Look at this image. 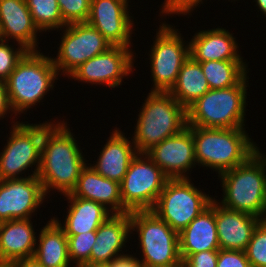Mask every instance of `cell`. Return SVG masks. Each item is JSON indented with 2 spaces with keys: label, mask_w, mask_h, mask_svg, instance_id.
<instances>
[{
  "label": "cell",
  "mask_w": 266,
  "mask_h": 267,
  "mask_svg": "<svg viewBox=\"0 0 266 267\" xmlns=\"http://www.w3.org/2000/svg\"><path fill=\"white\" fill-rule=\"evenodd\" d=\"M245 252L251 267H266V220L255 227Z\"/></svg>",
  "instance_id": "obj_31"
},
{
  "label": "cell",
  "mask_w": 266,
  "mask_h": 267,
  "mask_svg": "<svg viewBox=\"0 0 266 267\" xmlns=\"http://www.w3.org/2000/svg\"><path fill=\"white\" fill-rule=\"evenodd\" d=\"M71 194L100 203L113 214H123L120 183L100 175L89 163L82 169Z\"/></svg>",
  "instance_id": "obj_24"
},
{
  "label": "cell",
  "mask_w": 266,
  "mask_h": 267,
  "mask_svg": "<svg viewBox=\"0 0 266 267\" xmlns=\"http://www.w3.org/2000/svg\"><path fill=\"white\" fill-rule=\"evenodd\" d=\"M131 233L138 234L137 248L143 267H178L182 265L179 236L152 210L130 212ZM136 233H134V232ZM142 258V259H141Z\"/></svg>",
  "instance_id": "obj_7"
},
{
  "label": "cell",
  "mask_w": 266,
  "mask_h": 267,
  "mask_svg": "<svg viewBox=\"0 0 266 267\" xmlns=\"http://www.w3.org/2000/svg\"><path fill=\"white\" fill-rule=\"evenodd\" d=\"M129 2L130 0H91L86 23L96 28L110 45L132 48L131 36L135 33V22L129 10L132 7Z\"/></svg>",
  "instance_id": "obj_14"
},
{
  "label": "cell",
  "mask_w": 266,
  "mask_h": 267,
  "mask_svg": "<svg viewBox=\"0 0 266 267\" xmlns=\"http://www.w3.org/2000/svg\"><path fill=\"white\" fill-rule=\"evenodd\" d=\"M191 132L198 169L206 167L218 175L245 163L260 149L246 128L191 126Z\"/></svg>",
  "instance_id": "obj_2"
},
{
  "label": "cell",
  "mask_w": 266,
  "mask_h": 267,
  "mask_svg": "<svg viewBox=\"0 0 266 267\" xmlns=\"http://www.w3.org/2000/svg\"><path fill=\"white\" fill-rule=\"evenodd\" d=\"M57 119V120H56ZM44 122L40 167L37 177L42 183L46 197L50 191L61 196L70 194L76 187L82 169L88 164L66 119ZM75 137V138H74ZM49 195V196H48Z\"/></svg>",
  "instance_id": "obj_1"
},
{
  "label": "cell",
  "mask_w": 266,
  "mask_h": 267,
  "mask_svg": "<svg viewBox=\"0 0 266 267\" xmlns=\"http://www.w3.org/2000/svg\"><path fill=\"white\" fill-rule=\"evenodd\" d=\"M31 220L16 219L0 223V263L8 264L34 256L37 232Z\"/></svg>",
  "instance_id": "obj_25"
},
{
  "label": "cell",
  "mask_w": 266,
  "mask_h": 267,
  "mask_svg": "<svg viewBox=\"0 0 266 267\" xmlns=\"http://www.w3.org/2000/svg\"><path fill=\"white\" fill-rule=\"evenodd\" d=\"M216 267H251L245 251L219 249Z\"/></svg>",
  "instance_id": "obj_35"
},
{
  "label": "cell",
  "mask_w": 266,
  "mask_h": 267,
  "mask_svg": "<svg viewBox=\"0 0 266 267\" xmlns=\"http://www.w3.org/2000/svg\"><path fill=\"white\" fill-rule=\"evenodd\" d=\"M87 267H108L107 265H93V264H90V265H86Z\"/></svg>",
  "instance_id": "obj_41"
},
{
  "label": "cell",
  "mask_w": 266,
  "mask_h": 267,
  "mask_svg": "<svg viewBox=\"0 0 266 267\" xmlns=\"http://www.w3.org/2000/svg\"><path fill=\"white\" fill-rule=\"evenodd\" d=\"M160 23L147 54L149 58H144L150 61V92H170L183 63L190 57L189 42L183 39L182 31L166 21Z\"/></svg>",
  "instance_id": "obj_9"
},
{
  "label": "cell",
  "mask_w": 266,
  "mask_h": 267,
  "mask_svg": "<svg viewBox=\"0 0 266 267\" xmlns=\"http://www.w3.org/2000/svg\"><path fill=\"white\" fill-rule=\"evenodd\" d=\"M194 140L191 126L154 145L146 154L170 178H191L196 168ZM189 174V175H188Z\"/></svg>",
  "instance_id": "obj_16"
},
{
  "label": "cell",
  "mask_w": 266,
  "mask_h": 267,
  "mask_svg": "<svg viewBox=\"0 0 266 267\" xmlns=\"http://www.w3.org/2000/svg\"><path fill=\"white\" fill-rule=\"evenodd\" d=\"M192 178L169 179L152 211L178 234L206 209L214 197L194 186Z\"/></svg>",
  "instance_id": "obj_10"
},
{
  "label": "cell",
  "mask_w": 266,
  "mask_h": 267,
  "mask_svg": "<svg viewBox=\"0 0 266 267\" xmlns=\"http://www.w3.org/2000/svg\"><path fill=\"white\" fill-rule=\"evenodd\" d=\"M36 239L35 260L43 267H72L68 238L64 230L50 217L40 228Z\"/></svg>",
  "instance_id": "obj_26"
},
{
  "label": "cell",
  "mask_w": 266,
  "mask_h": 267,
  "mask_svg": "<svg viewBox=\"0 0 266 267\" xmlns=\"http://www.w3.org/2000/svg\"><path fill=\"white\" fill-rule=\"evenodd\" d=\"M246 61L201 62L203 74L210 89H223L237 85L249 72Z\"/></svg>",
  "instance_id": "obj_28"
},
{
  "label": "cell",
  "mask_w": 266,
  "mask_h": 267,
  "mask_svg": "<svg viewBox=\"0 0 266 267\" xmlns=\"http://www.w3.org/2000/svg\"><path fill=\"white\" fill-rule=\"evenodd\" d=\"M135 254V255H134ZM134 254H123L115 259L111 260L107 266L108 267H143V264L139 260V257H137L136 253ZM134 255V256H133Z\"/></svg>",
  "instance_id": "obj_38"
},
{
  "label": "cell",
  "mask_w": 266,
  "mask_h": 267,
  "mask_svg": "<svg viewBox=\"0 0 266 267\" xmlns=\"http://www.w3.org/2000/svg\"><path fill=\"white\" fill-rule=\"evenodd\" d=\"M228 1L231 2V3L234 1L233 3L236 4L235 1L237 2V1H239V0H231V1L228 0Z\"/></svg>",
  "instance_id": "obj_44"
},
{
  "label": "cell",
  "mask_w": 266,
  "mask_h": 267,
  "mask_svg": "<svg viewBox=\"0 0 266 267\" xmlns=\"http://www.w3.org/2000/svg\"><path fill=\"white\" fill-rule=\"evenodd\" d=\"M39 34L42 33L33 21L26 0H0V39L11 40L28 51H41Z\"/></svg>",
  "instance_id": "obj_17"
},
{
  "label": "cell",
  "mask_w": 266,
  "mask_h": 267,
  "mask_svg": "<svg viewBox=\"0 0 266 267\" xmlns=\"http://www.w3.org/2000/svg\"><path fill=\"white\" fill-rule=\"evenodd\" d=\"M68 238L69 258L73 265H90V254L96 240V231L66 235Z\"/></svg>",
  "instance_id": "obj_30"
},
{
  "label": "cell",
  "mask_w": 266,
  "mask_h": 267,
  "mask_svg": "<svg viewBox=\"0 0 266 267\" xmlns=\"http://www.w3.org/2000/svg\"><path fill=\"white\" fill-rule=\"evenodd\" d=\"M255 2V6H257L258 12L260 11V14L262 16L264 15L266 17V0H253V3Z\"/></svg>",
  "instance_id": "obj_40"
},
{
  "label": "cell",
  "mask_w": 266,
  "mask_h": 267,
  "mask_svg": "<svg viewBox=\"0 0 266 267\" xmlns=\"http://www.w3.org/2000/svg\"><path fill=\"white\" fill-rule=\"evenodd\" d=\"M68 206L64 221L53 217L56 223L64 230L66 235L96 231L113 213L104 205L95 201L74 197L71 193L64 195Z\"/></svg>",
  "instance_id": "obj_23"
},
{
  "label": "cell",
  "mask_w": 266,
  "mask_h": 267,
  "mask_svg": "<svg viewBox=\"0 0 266 267\" xmlns=\"http://www.w3.org/2000/svg\"><path fill=\"white\" fill-rule=\"evenodd\" d=\"M205 0H164L162 5L160 6L161 8L159 10V17L162 18L165 16L164 19H166L167 16H185L192 15L194 10L196 8L200 7L201 4L204 3ZM163 15V16H162Z\"/></svg>",
  "instance_id": "obj_34"
},
{
  "label": "cell",
  "mask_w": 266,
  "mask_h": 267,
  "mask_svg": "<svg viewBox=\"0 0 266 267\" xmlns=\"http://www.w3.org/2000/svg\"><path fill=\"white\" fill-rule=\"evenodd\" d=\"M7 267H43L39 264L34 257L18 259L6 264Z\"/></svg>",
  "instance_id": "obj_39"
},
{
  "label": "cell",
  "mask_w": 266,
  "mask_h": 267,
  "mask_svg": "<svg viewBox=\"0 0 266 267\" xmlns=\"http://www.w3.org/2000/svg\"><path fill=\"white\" fill-rule=\"evenodd\" d=\"M9 114H11L10 118L12 119V120H10L11 121V123H10L11 125L19 122V121H17V119L20 116H18V117H14L13 116L14 111L11 108V105H10L6 83L4 81H0V120L4 119L7 116L9 117Z\"/></svg>",
  "instance_id": "obj_37"
},
{
  "label": "cell",
  "mask_w": 266,
  "mask_h": 267,
  "mask_svg": "<svg viewBox=\"0 0 266 267\" xmlns=\"http://www.w3.org/2000/svg\"><path fill=\"white\" fill-rule=\"evenodd\" d=\"M218 250L202 251L187 256L182 264L185 267H216Z\"/></svg>",
  "instance_id": "obj_36"
},
{
  "label": "cell",
  "mask_w": 266,
  "mask_h": 267,
  "mask_svg": "<svg viewBox=\"0 0 266 267\" xmlns=\"http://www.w3.org/2000/svg\"><path fill=\"white\" fill-rule=\"evenodd\" d=\"M37 176L0 181V223L16 219H32L47 202ZM36 213V214H35Z\"/></svg>",
  "instance_id": "obj_15"
},
{
  "label": "cell",
  "mask_w": 266,
  "mask_h": 267,
  "mask_svg": "<svg viewBox=\"0 0 266 267\" xmlns=\"http://www.w3.org/2000/svg\"><path fill=\"white\" fill-rule=\"evenodd\" d=\"M73 267H87L86 265H73Z\"/></svg>",
  "instance_id": "obj_42"
},
{
  "label": "cell",
  "mask_w": 266,
  "mask_h": 267,
  "mask_svg": "<svg viewBox=\"0 0 266 267\" xmlns=\"http://www.w3.org/2000/svg\"><path fill=\"white\" fill-rule=\"evenodd\" d=\"M116 127L106 139L97 161L89 163L100 175L110 180L122 182L133 158L138 154L133 140ZM95 162V163H94Z\"/></svg>",
  "instance_id": "obj_20"
},
{
  "label": "cell",
  "mask_w": 266,
  "mask_h": 267,
  "mask_svg": "<svg viewBox=\"0 0 266 267\" xmlns=\"http://www.w3.org/2000/svg\"><path fill=\"white\" fill-rule=\"evenodd\" d=\"M249 75L237 85L210 89L187 108V125L204 128H247ZM248 85V86H247Z\"/></svg>",
  "instance_id": "obj_6"
},
{
  "label": "cell",
  "mask_w": 266,
  "mask_h": 267,
  "mask_svg": "<svg viewBox=\"0 0 266 267\" xmlns=\"http://www.w3.org/2000/svg\"><path fill=\"white\" fill-rule=\"evenodd\" d=\"M26 3L35 25L42 34L46 31H59L67 25L63 21L57 0H26Z\"/></svg>",
  "instance_id": "obj_29"
},
{
  "label": "cell",
  "mask_w": 266,
  "mask_h": 267,
  "mask_svg": "<svg viewBox=\"0 0 266 267\" xmlns=\"http://www.w3.org/2000/svg\"><path fill=\"white\" fill-rule=\"evenodd\" d=\"M146 97L131 136L138 153L187 127V109L169 92H149Z\"/></svg>",
  "instance_id": "obj_5"
},
{
  "label": "cell",
  "mask_w": 266,
  "mask_h": 267,
  "mask_svg": "<svg viewBox=\"0 0 266 267\" xmlns=\"http://www.w3.org/2000/svg\"><path fill=\"white\" fill-rule=\"evenodd\" d=\"M260 218L223 207L216 201V228L220 249L245 251Z\"/></svg>",
  "instance_id": "obj_22"
},
{
  "label": "cell",
  "mask_w": 266,
  "mask_h": 267,
  "mask_svg": "<svg viewBox=\"0 0 266 267\" xmlns=\"http://www.w3.org/2000/svg\"><path fill=\"white\" fill-rule=\"evenodd\" d=\"M260 150L245 163L218 175L223 194L216 201L228 209L266 220V155Z\"/></svg>",
  "instance_id": "obj_3"
},
{
  "label": "cell",
  "mask_w": 266,
  "mask_h": 267,
  "mask_svg": "<svg viewBox=\"0 0 266 267\" xmlns=\"http://www.w3.org/2000/svg\"><path fill=\"white\" fill-rule=\"evenodd\" d=\"M132 48L111 46L105 52L84 62L68 79L92 85H103L110 88H118L122 85L123 78L132 74L136 52ZM80 81V82H79ZM106 84V85H105Z\"/></svg>",
  "instance_id": "obj_13"
},
{
  "label": "cell",
  "mask_w": 266,
  "mask_h": 267,
  "mask_svg": "<svg viewBox=\"0 0 266 267\" xmlns=\"http://www.w3.org/2000/svg\"><path fill=\"white\" fill-rule=\"evenodd\" d=\"M96 236L90 264L107 265L111 260L125 254L126 243L130 241L128 239H132L130 212L111 215L96 230Z\"/></svg>",
  "instance_id": "obj_18"
},
{
  "label": "cell",
  "mask_w": 266,
  "mask_h": 267,
  "mask_svg": "<svg viewBox=\"0 0 266 267\" xmlns=\"http://www.w3.org/2000/svg\"><path fill=\"white\" fill-rule=\"evenodd\" d=\"M236 37L229 29L217 27L198 30L189 40V54L196 62L245 61ZM239 50V51H238ZM240 52V53H239Z\"/></svg>",
  "instance_id": "obj_19"
},
{
  "label": "cell",
  "mask_w": 266,
  "mask_h": 267,
  "mask_svg": "<svg viewBox=\"0 0 266 267\" xmlns=\"http://www.w3.org/2000/svg\"><path fill=\"white\" fill-rule=\"evenodd\" d=\"M0 267H7L6 264L0 263Z\"/></svg>",
  "instance_id": "obj_43"
},
{
  "label": "cell",
  "mask_w": 266,
  "mask_h": 267,
  "mask_svg": "<svg viewBox=\"0 0 266 267\" xmlns=\"http://www.w3.org/2000/svg\"><path fill=\"white\" fill-rule=\"evenodd\" d=\"M169 179L146 153H138L120 183L123 214L152 210Z\"/></svg>",
  "instance_id": "obj_11"
},
{
  "label": "cell",
  "mask_w": 266,
  "mask_h": 267,
  "mask_svg": "<svg viewBox=\"0 0 266 267\" xmlns=\"http://www.w3.org/2000/svg\"><path fill=\"white\" fill-rule=\"evenodd\" d=\"M10 42L0 39V81L4 82L15 69L18 61L28 51L22 45H13Z\"/></svg>",
  "instance_id": "obj_32"
},
{
  "label": "cell",
  "mask_w": 266,
  "mask_h": 267,
  "mask_svg": "<svg viewBox=\"0 0 266 267\" xmlns=\"http://www.w3.org/2000/svg\"><path fill=\"white\" fill-rule=\"evenodd\" d=\"M12 124L6 144L0 152V181L37 176L44 135V122ZM34 167V168H33ZM32 174H26L27 170ZM24 174V175H22ZM28 175V176H27Z\"/></svg>",
  "instance_id": "obj_8"
},
{
  "label": "cell",
  "mask_w": 266,
  "mask_h": 267,
  "mask_svg": "<svg viewBox=\"0 0 266 267\" xmlns=\"http://www.w3.org/2000/svg\"><path fill=\"white\" fill-rule=\"evenodd\" d=\"M66 24L87 22L91 0H57Z\"/></svg>",
  "instance_id": "obj_33"
},
{
  "label": "cell",
  "mask_w": 266,
  "mask_h": 267,
  "mask_svg": "<svg viewBox=\"0 0 266 267\" xmlns=\"http://www.w3.org/2000/svg\"><path fill=\"white\" fill-rule=\"evenodd\" d=\"M209 90L201 64L189 57L183 63L177 81L169 93L187 109Z\"/></svg>",
  "instance_id": "obj_27"
},
{
  "label": "cell",
  "mask_w": 266,
  "mask_h": 267,
  "mask_svg": "<svg viewBox=\"0 0 266 267\" xmlns=\"http://www.w3.org/2000/svg\"><path fill=\"white\" fill-rule=\"evenodd\" d=\"M179 250L182 261L191 254L219 250L216 228V198L179 234Z\"/></svg>",
  "instance_id": "obj_21"
},
{
  "label": "cell",
  "mask_w": 266,
  "mask_h": 267,
  "mask_svg": "<svg viewBox=\"0 0 266 267\" xmlns=\"http://www.w3.org/2000/svg\"><path fill=\"white\" fill-rule=\"evenodd\" d=\"M56 80L60 81L59 74L49 53L27 51L5 81L14 116L40 105L45 95L54 91Z\"/></svg>",
  "instance_id": "obj_4"
},
{
  "label": "cell",
  "mask_w": 266,
  "mask_h": 267,
  "mask_svg": "<svg viewBox=\"0 0 266 267\" xmlns=\"http://www.w3.org/2000/svg\"><path fill=\"white\" fill-rule=\"evenodd\" d=\"M59 31L62 32L61 41L56 56L51 58L60 77H68L84 62L112 46L96 28L86 22L70 23Z\"/></svg>",
  "instance_id": "obj_12"
}]
</instances>
